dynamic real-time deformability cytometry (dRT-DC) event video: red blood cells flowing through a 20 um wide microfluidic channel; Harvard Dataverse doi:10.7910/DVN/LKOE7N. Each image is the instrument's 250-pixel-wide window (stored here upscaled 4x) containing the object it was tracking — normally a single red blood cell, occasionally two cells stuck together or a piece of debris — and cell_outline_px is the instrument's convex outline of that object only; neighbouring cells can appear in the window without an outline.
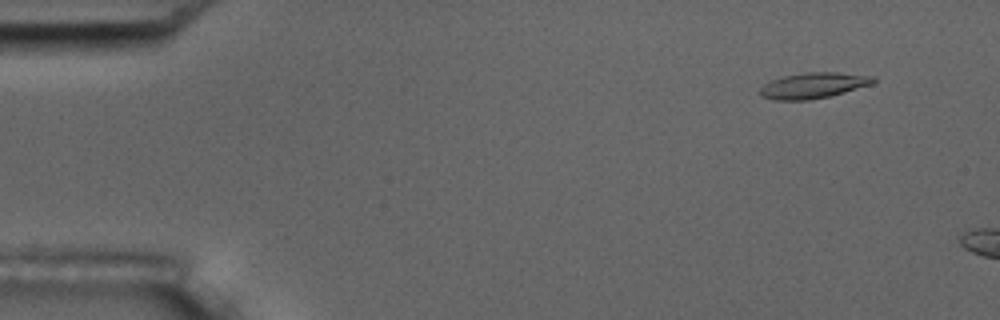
{"species": "common noctule bat (a hibernating species)", "species_latin": "Nyctalus noctula", "temperature_condition": "room temperature", "stored_images_in_passage": 4, "camera_frame_rate_fps": 3000, "um_per_image_px": 0.085, "animal": {"sex": "male", "body_mass_g": 17.5, "forearm_length_mm": 52.3}, "frame": {"image": 1, "passage_image": 2, "time_ms": 1.333, "image_size_px": [1000, 320], "cell_outline_px": [[876, 80], [872, 84], [844, 92], [828, 96], [808, 100], [772, 100], [760, 96], [760, 88], [764, 84], [772, 80], [784, 76], [808, 72], [836, 72], [876, 76]], "centroid_in_image_um": [69.14, 7.26], "position_along_channel_um": 15.9, "area_um2": 16.94}}